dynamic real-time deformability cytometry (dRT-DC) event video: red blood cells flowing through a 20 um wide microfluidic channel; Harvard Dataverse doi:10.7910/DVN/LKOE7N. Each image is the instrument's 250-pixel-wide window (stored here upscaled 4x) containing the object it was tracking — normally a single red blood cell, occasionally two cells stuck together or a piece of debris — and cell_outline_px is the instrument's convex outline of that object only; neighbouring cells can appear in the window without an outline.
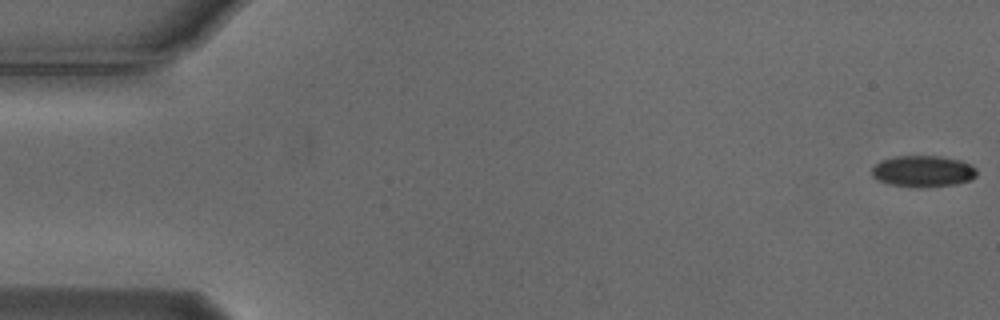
{"species": "Egyptian fruit bat (a non-hibernating species)", "species_latin": "Rousettus aegyptiacus", "temperature_condition": "cold", "stored_images_in_passage": 35, "camera_frame_rate_fps": 3000, "um_per_image_px": 0.085, "animal": {"sex": "male"}, "frame": {"image": 1, "passage_image": 1, "time_ms": 0.0, "image_size_px": [1000, 320], "cell_outline_px": [[976, 176], [972, 180], [956, 184], [888, 184], [876, 180], [872, 176], [872, 168], [880, 160], [896, 156], [940, 156], [960, 160], [976, 168]], "centroid_in_image_um": [78.44, 14.5], "position_along_channel_um": 6.6, "area_um2": 18.38}, "authors_computed_cell_mechanics": {"area_um2": 23.1778, "velocity_mm_per_s": 3.7255, "shape_relaxation_time_tau1_ms": 2.3826, "shape_relaxation_time_tau2_ms": null, "deformation_change_tau1": 0.0852, "deformation_change_tau2": null}}